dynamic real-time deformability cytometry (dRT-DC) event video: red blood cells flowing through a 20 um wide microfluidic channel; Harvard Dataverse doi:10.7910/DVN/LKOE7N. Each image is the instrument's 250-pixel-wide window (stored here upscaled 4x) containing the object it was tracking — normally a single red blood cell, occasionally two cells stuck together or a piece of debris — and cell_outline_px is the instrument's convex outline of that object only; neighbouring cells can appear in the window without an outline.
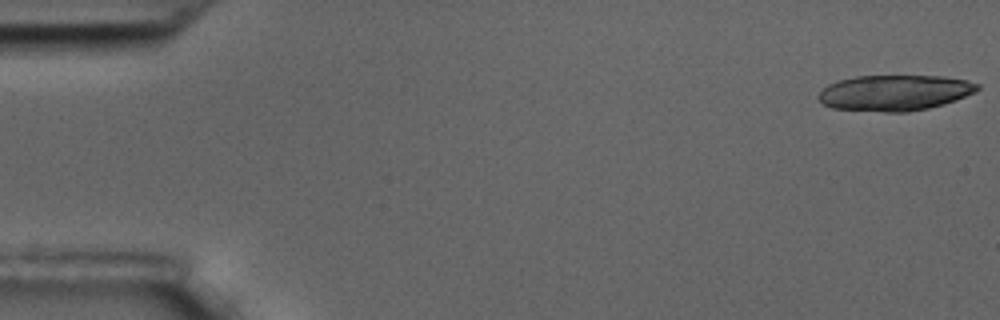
{"species": "common noctule bat (a hibernating species)", "species_latin": "Nyctalus noctula", "temperature_condition": "room temperature", "stored_images_in_passage": 4, "camera_frame_rate_fps": 3000, "um_per_image_px": 0.085, "animal": {"sex": "male", "body_mass_g": 17.5, "forearm_length_mm": 52.3}, "frame": {"image": 1, "passage_image": 1, "time_ms": 0.0, "image_size_px": [1000, 320], "cell_outline_px": [[980, 88], [976, 92], [956, 100], [944, 104], [928, 108], [908, 112], [884, 112], [832, 108], [820, 104], [816, 96], [828, 84], [840, 80], [856, 76], [944, 76], [968, 80], [980, 84]], "centroid_in_image_um": [76.05, 7.89], "position_along_channel_um": 8.9, "area_um2": 33.41}}